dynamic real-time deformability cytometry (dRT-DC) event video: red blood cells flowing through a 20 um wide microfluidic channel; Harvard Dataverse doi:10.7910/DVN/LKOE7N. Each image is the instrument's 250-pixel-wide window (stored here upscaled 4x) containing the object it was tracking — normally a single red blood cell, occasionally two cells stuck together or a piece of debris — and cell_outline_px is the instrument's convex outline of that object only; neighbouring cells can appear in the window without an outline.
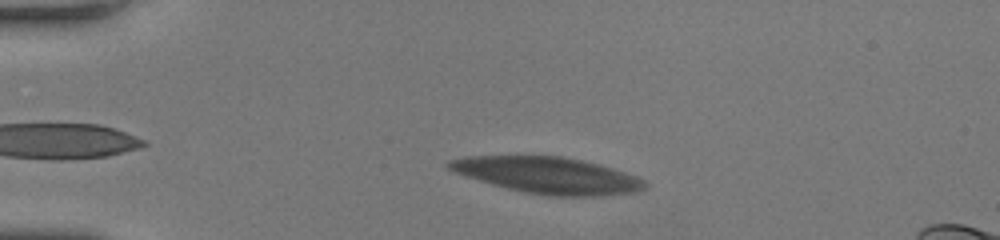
{"species": "human", "species_latin": "Homo sapiens", "temperature_condition": "room temperature", "stored_images_in_passage": 50, "camera_frame_rate_fps": 3000, "um_per_image_px": 0.085, "donor": {"sex": "female"}, "frame": {"image": 1, "passage_image": 6, "time_ms": 1.667, "image_size_px": [1000, 240], "cell_outline_px": [[648, 188], [636, 192], [604, 196], [548, 196], [524, 192], [492, 184], [456, 172], [448, 168], [444, 164], [448, 160], [464, 156], [560, 156], [600, 164], [636, 176], [644, 180], [648, 184]], "centroid_in_image_um": [46.6, 14.9], "position_along_channel_um": 38.4, "area_um2": 41.5}}
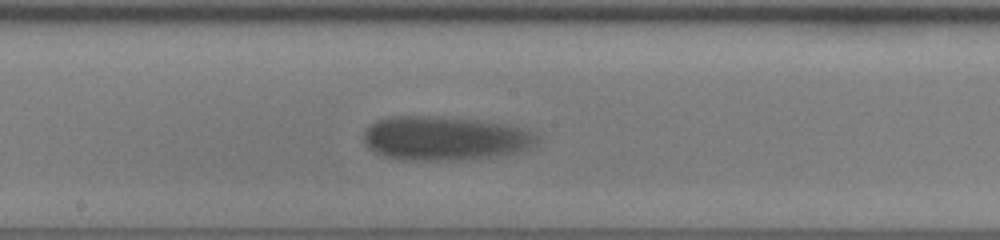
{"frame": {"image": 2, "passage_image": 25, "time_ms": 8.0, "image_size_px": [1000, 240], "cell_outline_px": [[540, 140], [532, 148], [504, 156], [464, 160], [400, 160], [380, 156], [372, 152], [364, 144], [364, 132], [368, 124], [376, 120], [392, 116], [416, 116], [480, 120], [508, 124], [524, 128], [536, 132], [540, 136]], "centroid_in_image_um": [37.85, 11.78], "position_along_channel_um": 210.4, "area_um2": 45.55}}
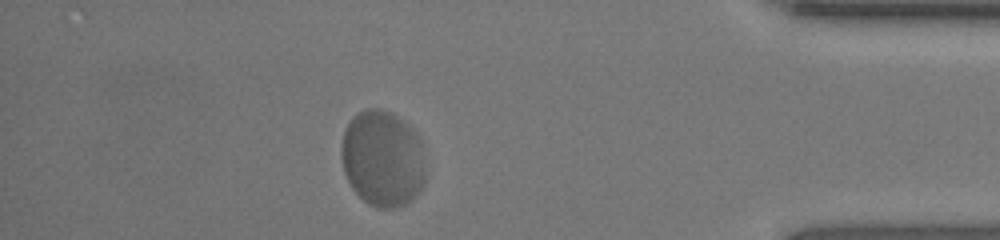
{"frame": {"image": 3, "passage_image": 44, "time_ms": 14.333, "image_size_px": [1000, 240], "cell_outline_px": [[424, 184], [412, 200], [404, 204], [392, 208], [376, 208], [368, 204], [352, 188], [344, 172], [340, 152], [344, 132], [348, 124], [364, 108], [376, 108], [392, 112], [404, 120], [420, 136], [424, 164]], "centroid_in_image_um": [32.53, 13.47], "position_along_channel_um": 402.7, "area_um2": 47.4}, "authors_computed_cell_mechanics": {"area_um2": 43.5812, "velocity_mm_per_s": 3.5442, "shape_relaxation_time_tau1_ms": 3.8471, "shape_relaxation_time_tau2_ms": null, "deformation_change_tau1": 0.1274, "deformation_change_tau2": null}}